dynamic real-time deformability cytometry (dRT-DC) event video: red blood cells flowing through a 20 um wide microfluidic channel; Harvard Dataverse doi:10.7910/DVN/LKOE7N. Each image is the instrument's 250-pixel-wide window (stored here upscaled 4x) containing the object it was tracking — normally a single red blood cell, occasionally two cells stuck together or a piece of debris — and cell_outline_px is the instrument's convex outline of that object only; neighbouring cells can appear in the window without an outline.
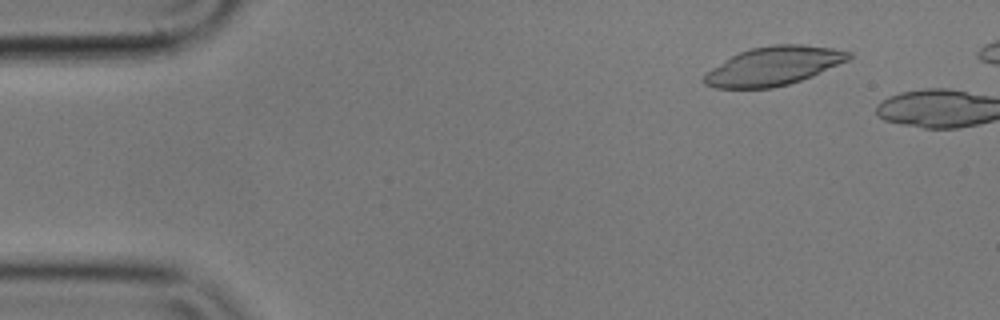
{"species": "common noctule bat (a hibernating species)", "species_latin": "Nyctalus noctula", "temperature_condition": "cold", "stored_images_in_passage": 8, "camera_frame_rate_fps": 3000, "um_per_image_px": 0.085, "animal": {"sex": "male", "body_mass_g": 17.9}, "frame": {"image": 1, "passage_image": 6, "time_ms": 1.667, "image_size_px": [1000, 320], "cell_outline_px": [[852, 56], [848, 60], [812, 76], [788, 84], [772, 88], [716, 88], [704, 84], [700, 80], [712, 68], [732, 56], [748, 48], [772, 44], [800, 44], [832, 48], [852, 52]], "centroid_in_image_um": [65.75, 5.61], "position_along_channel_um": 19.3, "area_um2": 32.48}}